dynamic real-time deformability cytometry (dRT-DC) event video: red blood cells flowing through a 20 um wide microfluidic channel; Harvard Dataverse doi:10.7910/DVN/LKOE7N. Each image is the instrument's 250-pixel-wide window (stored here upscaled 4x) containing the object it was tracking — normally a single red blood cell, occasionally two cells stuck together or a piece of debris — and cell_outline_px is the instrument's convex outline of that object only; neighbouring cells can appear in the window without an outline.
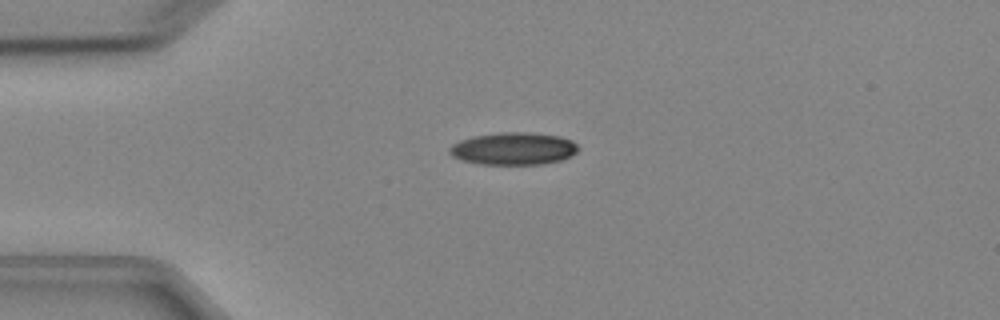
{"species": "Egyptian fruit bat (a non-hibernating species)", "species_latin": "Rousettus aegyptiacus", "temperature_condition": "cold", "stored_images_in_passage": 3, "camera_frame_rate_fps": 3000, "um_per_image_px": 0.085, "animal": {"sex": "female"}, "frame": {"image": 1, "passage_image": 1, "time_ms": 0.0, "image_size_px": [1000, 320], "cell_outline_px": [[580, 148], [572, 156], [560, 160], [544, 164], [480, 164], [464, 160], [452, 156], [448, 152], [448, 148], [452, 144], [460, 140], [472, 136], [500, 132], [532, 132], [560, 136], [572, 140]], "centroid_in_image_um": [43.66, 12.62], "position_along_channel_um": 41.3, "area_um2": 24.51}}